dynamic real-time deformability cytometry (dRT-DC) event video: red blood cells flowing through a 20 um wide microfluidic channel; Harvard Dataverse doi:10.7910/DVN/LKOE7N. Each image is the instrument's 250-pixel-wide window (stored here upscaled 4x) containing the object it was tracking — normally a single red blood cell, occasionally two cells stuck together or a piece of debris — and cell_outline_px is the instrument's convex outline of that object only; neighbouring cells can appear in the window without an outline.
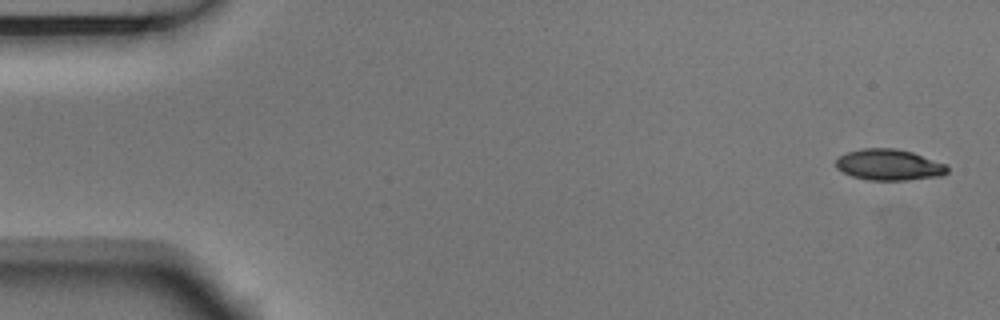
{"species": "Egyptian fruit bat (a non-hibernating species)", "species_latin": "Rousettus aegyptiacus", "temperature_condition": "room temperature", "stored_images_in_passage": 4, "camera_frame_rate_fps": 3000, "um_per_image_px": 0.085, "animal": {"sex": "male"}, "frame": {"image": 1, "passage_image": 1, "time_ms": 0.0, "image_size_px": [1000, 320], "cell_outline_px": [[948, 172], [944, 176], [908, 180], [868, 180], [852, 176], [836, 168], [836, 160], [840, 156], [848, 152], [864, 148], [896, 148], [912, 152], [948, 164]], "centroid_in_image_um": [75.62, 14.01], "position_along_channel_um": 9.4, "area_um2": 20.35}}
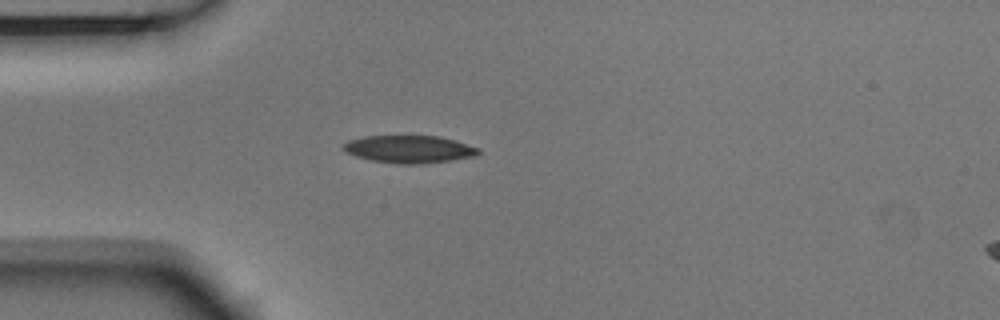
{"frame": {"image": 2, "passage_image": 4, "time_ms": 1.0, "image_size_px": [1000, 320], "cell_outline_px": [[480, 152], [476, 156], [452, 160], [420, 164], [400, 164], [372, 160], [356, 156], [348, 152], [344, 148], [344, 144], [348, 140], [364, 136], [440, 136], [456, 140], [480, 148]], "centroid_in_image_um": [34.84, 12.67], "position_along_channel_um": 50.2, "area_um2": 21.62}}